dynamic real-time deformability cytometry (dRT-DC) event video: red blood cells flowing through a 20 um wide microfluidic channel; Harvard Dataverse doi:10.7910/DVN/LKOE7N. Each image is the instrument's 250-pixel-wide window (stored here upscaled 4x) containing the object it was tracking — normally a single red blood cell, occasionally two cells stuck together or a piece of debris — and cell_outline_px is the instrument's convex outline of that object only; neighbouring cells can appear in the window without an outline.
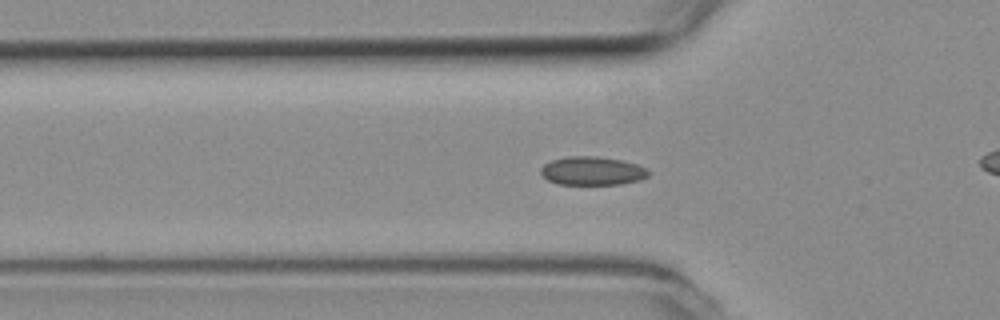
{"species": "common noctule bat (a hibernating species)", "species_latin": "Nyctalus noctula", "temperature_condition": "room temperature", "stored_images_in_passage": 36, "camera_frame_rate_fps": 3000, "um_per_image_px": 0.085, "animal": {"sex": "female", "body_mass_g": 19.3, "forearm_length_mm": 54.1}, "frame": {"image": 1, "passage_image": 6, "time_ms": 1.667, "image_size_px": [1000, 320], "cell_outline_px": [[652, 172], [648, 176], [640, 180], [620, 184], [556, 184], [548, 180], [540, 172], [540, 168], [544, 164], [552, 160], [568, 156], [596, 156], [624, 160], [648, 168]], "centroid_in_image_um": [50.38, 14.52], "position_along_channel_um": 75.4, "area_um2": 18.09}}
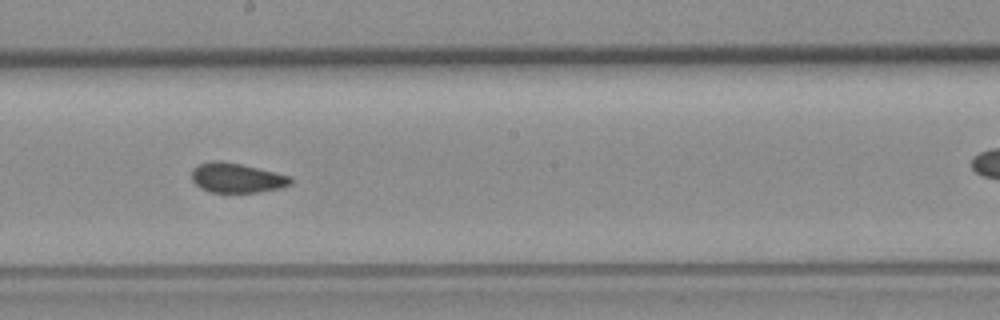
{"frame": {"image": 2, "passage_image": 18, "time_ms": 5.667, "image_size_px": [1000, 320], "cell_outline_px": [[292, 184], [280, 188], [256, 192], [212, 192], [200, 188], [192, 180], [192, 168], [196, 164], [212, 160], [220, 160], [240, 164], [276, 172], [288, 176], [292, 180]], "centroid_in_image_um": [20.08, 15.1], "position_along_channel_um": 228.1, "area_um2": 17.11}}
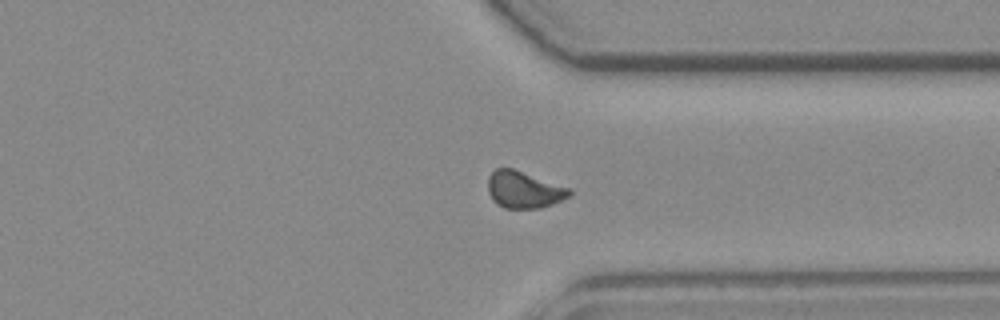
{"frame": {"image": 3, "passage_image": 29, "time_ms": 9.333, "image_size_px": [1000, 320], "cell_outline_px": [[572, 192], [568, 196], [552, 204], [540, 208], [504, 208], [496, 204], [492, 200], [488, 192], [488, 176], [496, 168], [512, 168], [572, 188]], "centroid_in_image_um": [44.51, 16.12], "position_along_channel_um": 366.9, "area_um2": 17.57}, "authors_computed_cell_mechanics": {"area_um2": 17.5423, "velocity_mm_per_s": 3.8034, "shape_relaxation_time_tau1_ms": null, "shape_relaxation_time_tau2_ms": 1.9942, "deformation_change_tau1": null, "deformation_change_tau2": 0.0508}}